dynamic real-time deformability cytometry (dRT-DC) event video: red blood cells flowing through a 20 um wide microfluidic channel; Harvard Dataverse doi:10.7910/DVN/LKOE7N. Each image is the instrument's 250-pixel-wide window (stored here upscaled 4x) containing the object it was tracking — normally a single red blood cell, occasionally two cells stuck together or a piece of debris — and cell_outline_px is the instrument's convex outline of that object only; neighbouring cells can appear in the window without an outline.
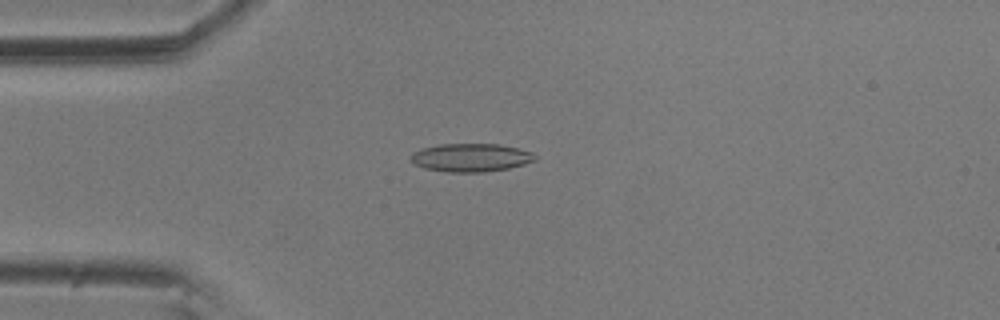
{"species": "common noctule bat (a hibernating species)", "species_latin": "Nyctalus noctula", "temperature_condition": "room temperature", "stored_images_in_passage": 5, "camera_frame_rate_fps": 3000, "um_per_image_px": 0.085, "animal": {"sex": "male", "body_mass_g": 20.5, "forearm_length_mm": 52.5}, "frame": {"image": 1, "passage_image": 3, "time_ms": 0.667, "image_size_px": [1000, 320], "cell_outline_px": [[536, 160], [524, 164], [508, 168], [484, 172], [448, 172], [424, 168], [416, 164], [412, 160], [412, 152], [420, 148], [440, 144], [500, 144], [532, 152], [536, 156]], "centroid_in_image_um": [40.02, 13.39], "position_along_channel_um": 45.0, "area_um2": 20.35}}
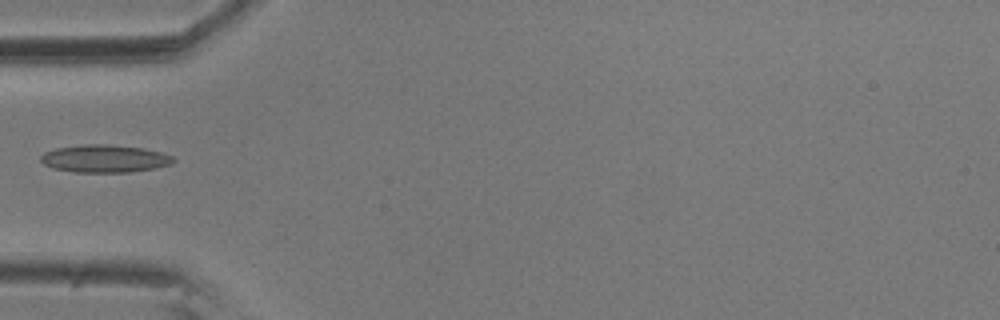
{"frame": {"image": 2, "passage_image": 4, "time_ms": 1.0, "image_size_px": [1000, 320], "cell_outline_px": [[176, 160], [172, 164], [156, 168], [128, 172], [72, 172], [52, 168], [44, 164], [40, 160], [40, 156], [44, 152], [56, 148], [84, 144], [112, 144], [144, 148], [160, 152], [172, 156]], "centroid_in_image_um": [8.89, 13.48], "position_along_channel_um": 76.1, "area_um2": 21.56}}
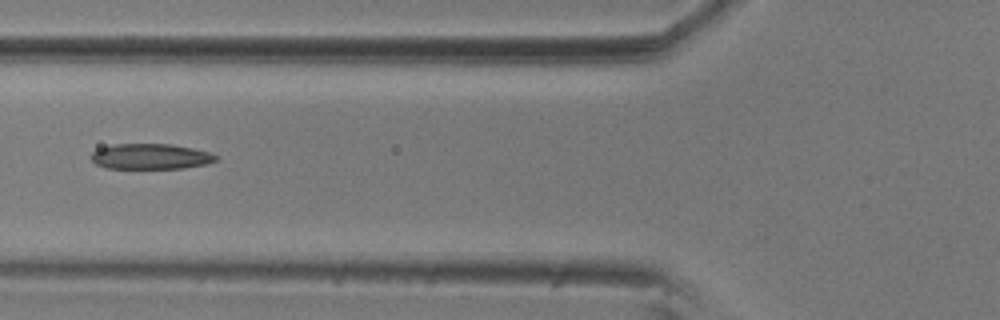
{"frame": {"image": 3, "passage_image": 5, "time_ms": 1.333, "image_size_px": [1000, 320], "cell_outline_px": [[216, 160], [204, 164], [184, 168], [108, 168], [96, 164], [92, 160], [92, 152], [96, 148], [112, 144], [172, 144], [212, 152], [216, 156]], "centroid_in_image_um": [12.77, 13.29], "position_along_channel_um": 113.0, "area_um2": 18.5}}